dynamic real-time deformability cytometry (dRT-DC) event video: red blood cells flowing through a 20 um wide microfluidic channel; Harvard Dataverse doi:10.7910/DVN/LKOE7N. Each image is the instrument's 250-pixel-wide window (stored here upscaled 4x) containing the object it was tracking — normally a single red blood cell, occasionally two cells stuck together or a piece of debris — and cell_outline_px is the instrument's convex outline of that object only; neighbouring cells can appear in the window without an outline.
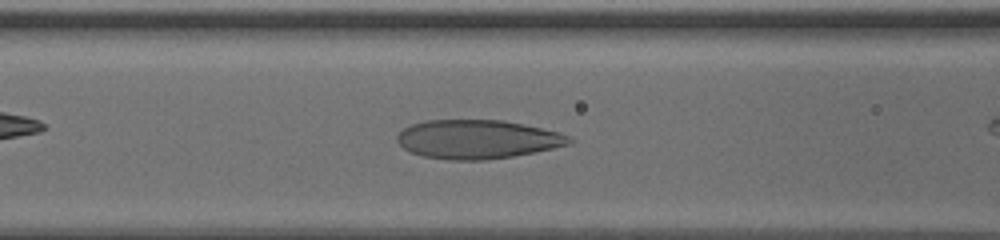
{"species": "human", "species_latin": "Homo sapiens", "temperature_condition": "cold", "stored_images_in_passage": 35, "camera_frame_rate_fps": 3000, "um_per_image_px": 0.085, "donor": {"sex": "male"}, "frame": {"image": 1, "passage_image": 14, "time_ms": 4.333, "image_size_px": [1000, 240], "cell_outline_px": [[572, 140], [568, 144], [552, 148], [512, 156], [484, 160], [448, 160], [424, 156], [412, 152], [404, 148], [396, 140], [396, 136], [404, 128], [412, 124], [428, 120], [500, 120], [560, 132], [568, 136]], "centroid_in_image_um": [40.53, 11.84], "position_along_channel_um": 126.1, "area_um2": 38.44}}
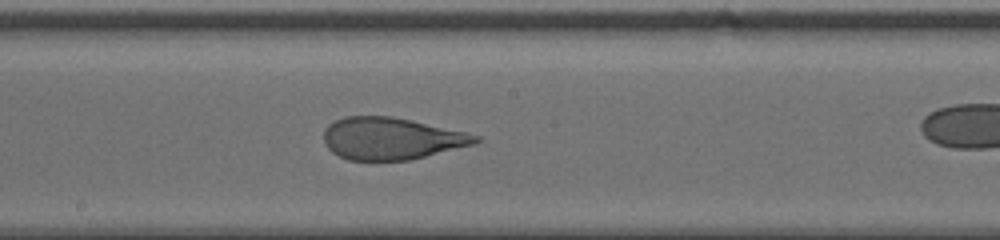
{"frame": {"image": 2, "passage_image": 21, "time_ms": 6.667, "image_size_px": [1000, 240], "cell_outline_px": [[480, 140], [472, 144], [408, 160], [348, 160], [332, 152], [324, 144], [324, 128], [328, 124], [344, 116], [392, 116], [464, 132], [480, 136]], "centroid_in_image_um": [33.18, 11.77], "position_along_channel_um": 215.0, "area_um2": 36.7}}
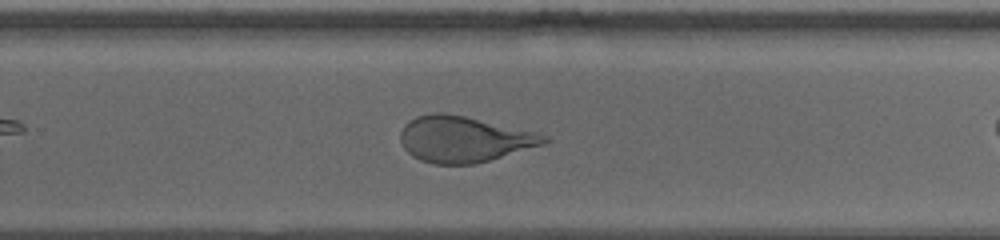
{"frame": {"image": 3, "passage_image": 27, "time_ms": 8.667, "image_size_px": [1000, 240], "cell_outline_px": [[548, 140], [544, 144], [476, 164], [432, 164], [420, 160], [412, 156], [404, 148], [400, 140], [400, 132], [404, 124], [416, 116], [436, 112], [464, 116], [532, 132], [548, 136]], "centroid_in_image_um": [39.36, 11.85], "position_along_channel_um": 290.4, "area_um2": 37.97}}